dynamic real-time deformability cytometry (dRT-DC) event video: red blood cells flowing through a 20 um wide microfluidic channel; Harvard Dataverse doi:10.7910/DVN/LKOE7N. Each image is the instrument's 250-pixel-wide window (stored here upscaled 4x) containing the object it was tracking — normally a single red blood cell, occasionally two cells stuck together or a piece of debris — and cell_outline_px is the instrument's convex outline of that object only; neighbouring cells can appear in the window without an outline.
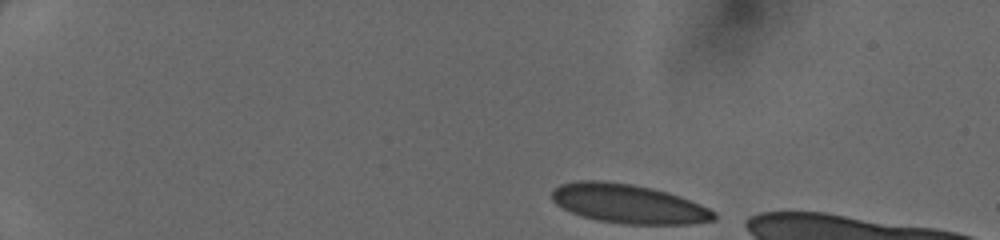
{"species": "human", "species_latin": "Homo sapiens", "temperature_condition": "cold", "stored_images_in_passage": 39, "camera_frame_rate_fps": 3000, "um_per_image_px": 0.085, "donor": {"sex": "female"}, "frame": {"image": 1, "passage_image": 1, "time_ms": 0.0, "image_size_px": [1000, 240], "cell_outline_px": [[716, 220], [692, 224], [624, 224], [596, 220], [572, 212], [556, 204], [552, 200], [552, 188], [560, 184], [576, 180], [600, 180], [632, 184], [652, 188], [668, 192], [680, 196], [700, 204], [716, 212]], "centroid_in_image_um": [53.42, 17.31], "position_along_channel_um": 31.6, "area_um2": 37.11}}
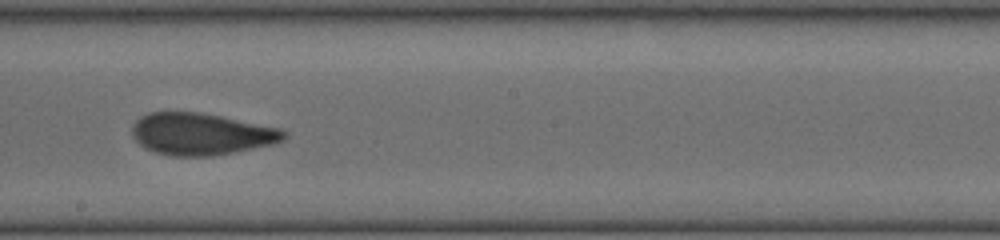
{"frame": {"image": 2, "passage_image": 22, "time_ms": 7.0, "image_size_px": [1000, 240], "cell_outline_px": [[288, 136], [284, 140], [276, 144], [212, 156], [168, 156], [144, 148], [132, 136], [132, 124], [140, 116], [152, 112], [200, 112], [280, 128], [288, 132]], "centroid_in_image_um": [17.11, 11.4], "position_along_channel_um": 231.1, "area_um2": 37.28}}
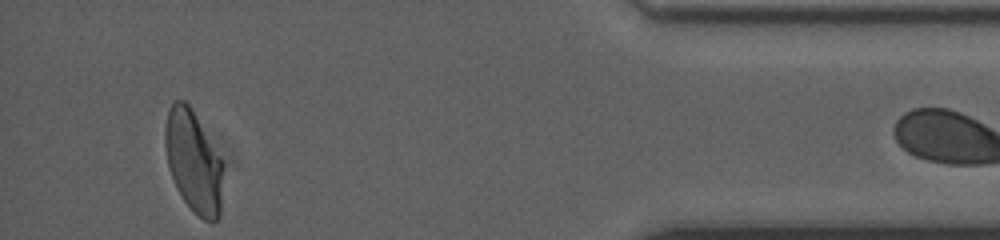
{"frame": {"image": 3, "passage_image": 38, "time_ms": 12.333, "image_size_px": [1000, 240], "cell_outline_px": [[224, 164], [220, 216], [212, 224], [204, 220], [184, 200], [176, 188], [168, 168], [164, 144], [164, 128], [168, 108], [176, 100], [184, 100], [192, 108]], "centroid_in_image_um": [16.44, 13.73], "position_along_channel_um": 418.8, "area_um2": 34.74}}